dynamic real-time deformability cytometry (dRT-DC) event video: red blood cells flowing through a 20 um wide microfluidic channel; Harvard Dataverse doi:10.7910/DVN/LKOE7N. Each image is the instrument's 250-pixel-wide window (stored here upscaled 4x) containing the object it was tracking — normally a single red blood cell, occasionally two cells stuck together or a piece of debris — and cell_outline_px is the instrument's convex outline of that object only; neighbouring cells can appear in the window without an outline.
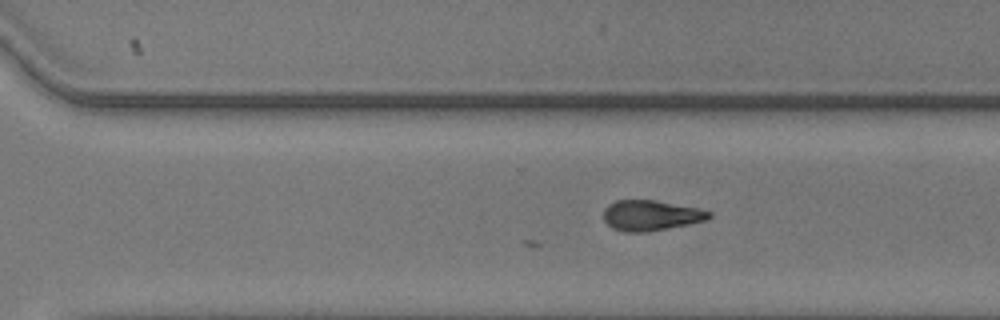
{"species": "common noctule bat (a hibernating species)", "species_latin": "Nyctalus noctula", "temperature_condition": "warm", "stored_images_in_passage": 42, "camera_frame_rate_fps": 3000, "um_per_image_px": 0.085, "animal": {"sex": "male", "body_mass_g": 20.5, "forearm_length_mm": 52.5}, "frame": {"image": 1, "passage_image": 29, "time_ms": 9.333, "image_size_px": [1000, 320], "cell_outline_px": [[712, 216], [704, 220], [688, 224], [648, 232], [624, 232], [612, 228], [604, 220], [604, 208], [608, 204], [616, 200], [656, 200], [696, 208], [712, 212]], "centroid_in_image_um": [55.28, 18.31], "position_along_channel_um": 315.3, "area_um2": 18.61}}
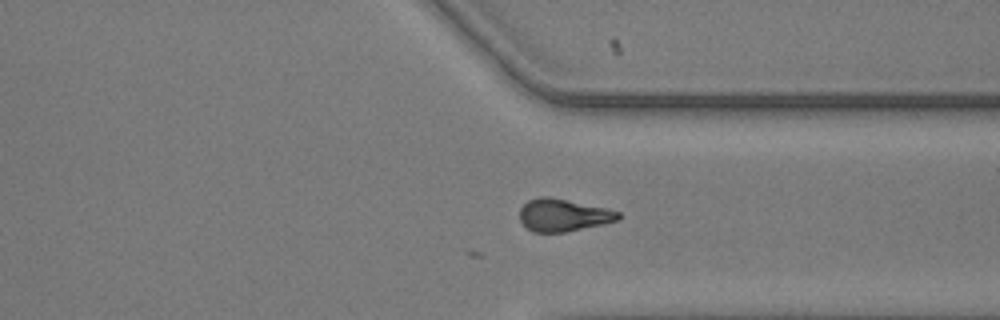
{"frame": {"image": 2, "passage_image": 33, "time_ms": 10.667, "image_size_px": [1000, 320], "cell_outline_px": [[620, 220], [604, 224], [564, 232], [532, 232], [520, 220], [520, 208], [528, 200], [540, 196], [548, 196], [608, 208], [620, 212]], "centroid_in_image_um": [47.9, 18.28], "position_along_channel_um": 363.5, "area_um2": 18.73}}
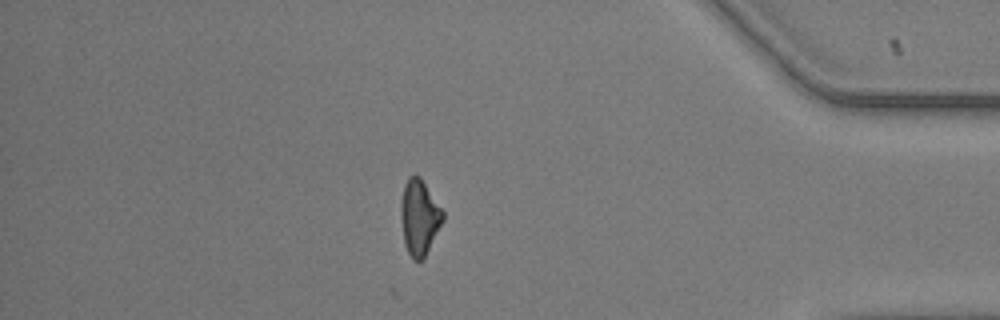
{"frame": {"image": 3, "passage_image": 39, "time_ms": 12.667, "image_size_px": [1000, 320], "cell_outline_px": [[444, 220], [424, 256], [420, 260], [412, 260], [404, 244], [400, 216], [400, 204], [404, 184], [408, 176], [420, 176], [444, 212]], "centroid_in_image_um": [35.62, 18.45], "position_along_channel_um": 399.6, "area_um2": 18.38}}